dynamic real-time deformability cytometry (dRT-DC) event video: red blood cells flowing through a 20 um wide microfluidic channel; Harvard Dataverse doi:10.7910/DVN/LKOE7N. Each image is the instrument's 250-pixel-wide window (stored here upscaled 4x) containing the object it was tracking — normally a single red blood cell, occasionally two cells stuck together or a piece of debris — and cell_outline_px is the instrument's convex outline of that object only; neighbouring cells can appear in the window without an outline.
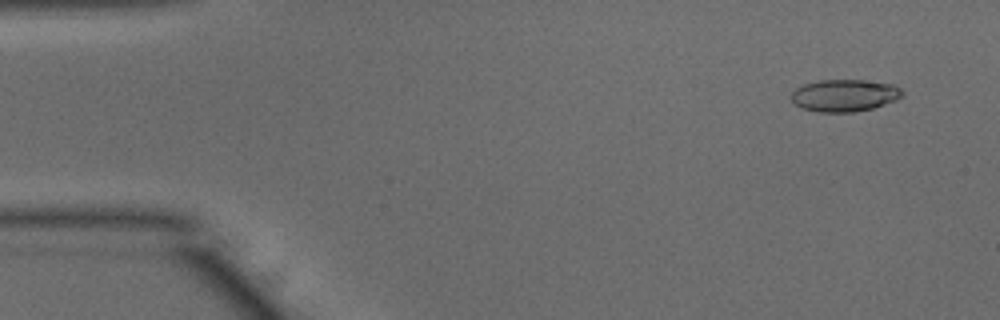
{"species": "common noctule bat (a hibernating species)", "species_latin": "Nyctalus noctula", "temperature_condition": "warm", "stored_images_in_passage": 52, "camera_frame_rate_fps": 3000, "um_per_image_px": 0.085, "animal": {"sex": "male", "body_mass_g": 15.6}, "frame": {"image": 1, "passage_image": 4, "time_ms": 1.0, "image_size_px": [1000, 320], "cell_outline_px": [[904, 96], [896, 100], [872, 108], [856, 112], [820, 112], [804, 108], [796, 104], [792, 100], [792, 92], [796, 88], [804, 84], [820, 80], [864, 80], [892, 84], [900, 88], [904, 92]], "centroid_in_image_um": [71.82, 8.11], "position_along_channel_um": 13.2, "area_um2": 20.69}}
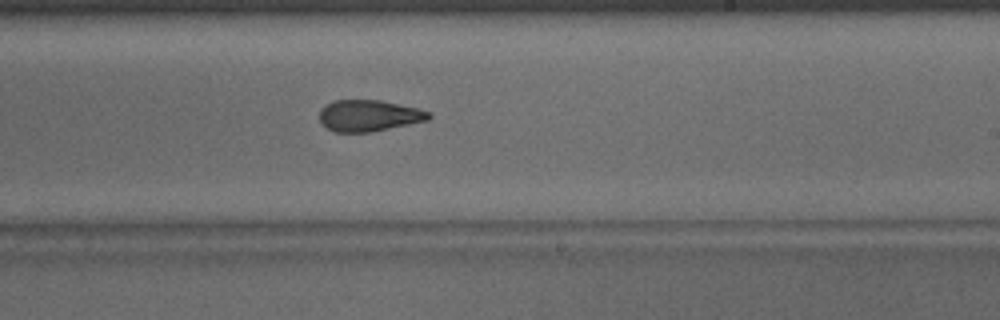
{"frame": {"image": 2, "passage_image": 31, "time_ms": 10.0, "image_size_px": [1000, 320], "cell_outline_px": [[432, 116], [428, 120], [372, 132], [336, 132], [320, 124], [320, 108], [336, 100], [380, 100], [416, 108], [432, 112]], "centroid_in_image_um": [31.36, 9.83], "position_along_channel_um": 257.6, "area_um2": 19.94}}
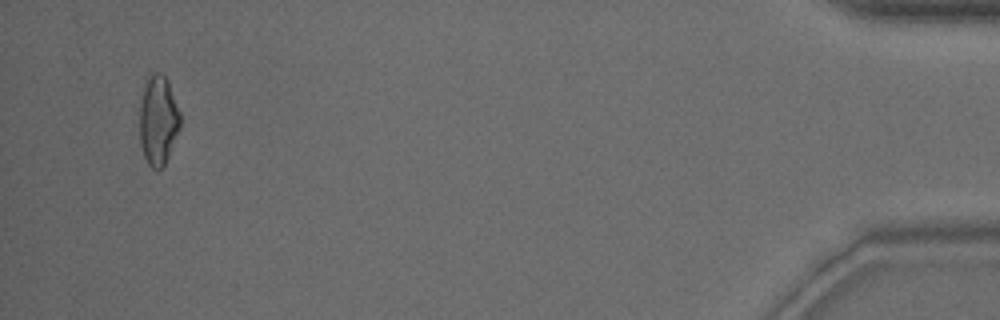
{"frame": {"image": 3, "passage_image": 50, "time_ms": 16.333, "image_size_px": [1000, 320], "cell_outline_px": [[180, 128], [164, 168], [152, 168], [148, 164], [144, 156], [140, 144], [140, 104], [144, 84], [148, 72], [160, 72], [168, 80], [180, 112]], "centroid_in_image_um": [13.44, 10.2], "position_along_channel_um": 421.8, "area_um2": 21.5}, "authors_computed_cell_mechanics": {"area_um2": 20.8947, "velocity_mm_per_s": 3.8909, "shape_relaxation_time_tau1_ms": null, "shape_relaxation_time_tau2_ms": 2.2395, "deformation_change_tau1": null, "deformation_change_tau2": 0.099}}